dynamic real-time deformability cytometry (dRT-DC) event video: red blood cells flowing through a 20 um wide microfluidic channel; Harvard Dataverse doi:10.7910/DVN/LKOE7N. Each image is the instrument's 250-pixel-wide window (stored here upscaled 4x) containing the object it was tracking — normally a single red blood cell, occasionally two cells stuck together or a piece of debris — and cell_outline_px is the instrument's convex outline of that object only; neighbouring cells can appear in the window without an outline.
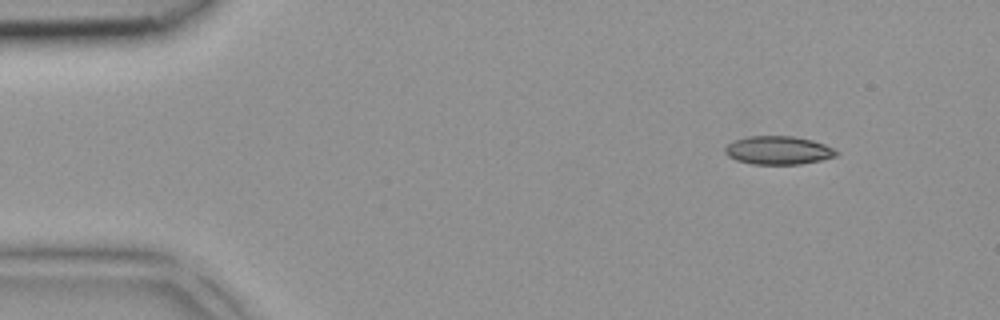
{"species": "common noctule bat (a hibernating species)", "species_latin": "Nyctalus noctula", "temperature_condition": "room temperature", "stored_images_in_passage": 3, "camera_frame_rate_fps": 3000, "um_per_image_px": 0.085, "animal": {"sex": "female", "body_mass_g": 18.4}, "frame": {"image": 1, "passage_image": 1, "time_ms": 0.0, "image_size_px": [1000, 320], "cell_outline_px": [[840, 152], [836, 156], [820, 160], [800, 164], [752, 164], [736, 160], [728, 156], [724, 152], [724, 148], [732, 140], [748, 136], [792, 136], [812, 140], [824, 144]], "centroid_in_image_um": [66.12, 12.77], "position_along_channel_um": 18.9, "area_um2": 18.44}}
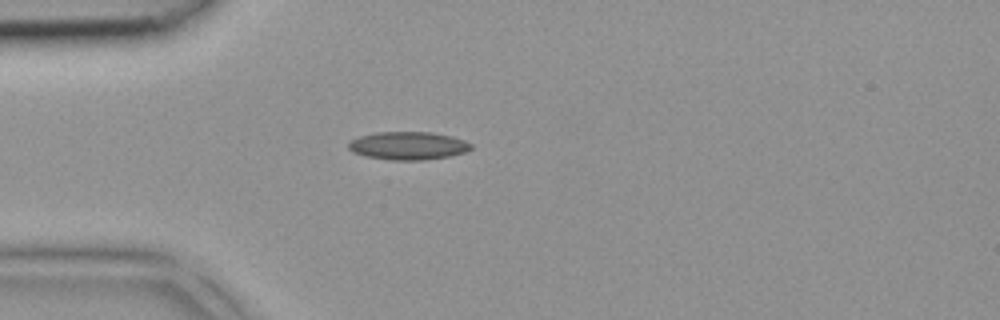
{"frame": {"image": 2, "passage_image": 3, "time_ms": 0.667, "image_size_px": [1000, 320], "cell_outline_px": [[472, 148], [464, 152], [448, 156], [424, 160], [392, 160], [368, 156], [352, 152], [348, 148], [348, 144], [352, 140], [360, 136], [376, 132], [432, 132], [452, 136], [464, 140], [472, 144]], "centroid_in_image_um": [34.7, 12.38], "position_along_channel_um": 50.3, "area_um2": 19.88}}